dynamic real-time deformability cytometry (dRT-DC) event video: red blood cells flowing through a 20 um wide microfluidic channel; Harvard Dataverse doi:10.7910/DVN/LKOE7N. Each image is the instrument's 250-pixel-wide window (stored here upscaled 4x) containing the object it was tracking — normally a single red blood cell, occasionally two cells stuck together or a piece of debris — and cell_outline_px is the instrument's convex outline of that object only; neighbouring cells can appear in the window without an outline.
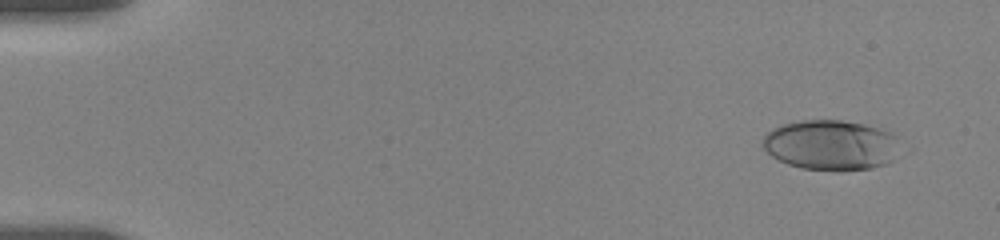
{"species": "human", "species_latin": "Homo sapiens", "temperature_condition": "room temperature", "stored_images_in_passage": 53, "camera_frame_rate_fps": 3000, "um_per_image_px": 0.085, "donor": {"sex": "female"}, "frame": {"image": 1, "passage_image": 1, "time_ms": 0.0, "image_size_px": [1000, 240], "cell_outline_px": [[896, 136], [892, 160], [888, 164], [872, 168], [800, 168], [788, 164], [772, 156], [760, 144], [764, 136], [772, 128], [780, 124], [804, 120], [840, 120], [864, 124], [888, 132]], "centroid_in_image_um": [70.53, 12.29], "position_along_channel_um": 14.5, "area_um2": 39.02}}
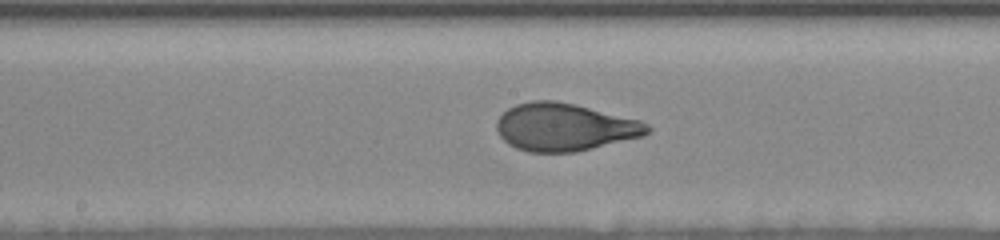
{"frame": {"image": 2, "passage_image": 27, "time_ms": 8.667, "image_size_px": [1000, 240], "cell_outline_px": [[652, 128], [644, 136], [576, 152], [528, 152], [516, 148], [508, 144], [500, 136], [496, 128], [496, 120], [508, 108], [516, 104], [532, 100], [556, 100], [576, 104], [640, 120], [648, 124]], "centroid_in_image_um": [47.98, 10.8], "position_along_channel_um": 200.2, "area_um2": 42.08}}
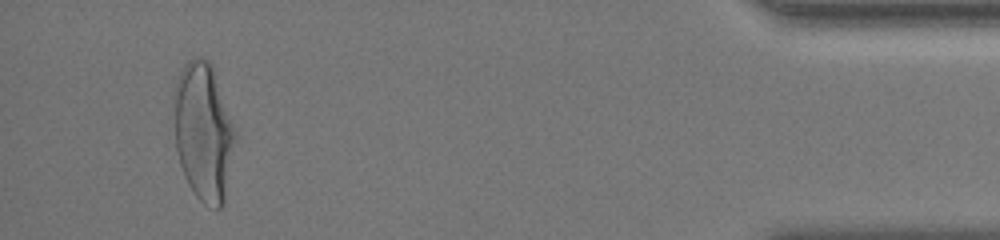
{"frame": {"image": 3, "passage_image": 50, "time_ms": 16.333, "image_size_px": [1000, 240], "cell_outline_px": [[236, 132], [224, 204], [220, 208], [208, 208], [196, 196], [188, 184], [184, 176], [180, 164], [176, 148], [172, 96], [176, 80], [184, 64], [192, 56], [196, 56], [208, 60], [212, 64], [236, 128]], "centroid_in_image_um": [17.28, 11.16], "position_along_channel_um": 417.9, "area_um2": 49.94}, "authors_computed_cell_mechanics": {"area_um2": 41.5582, "velocity_mm_per_s": 3.6369, "shape_relaxation_time_tau1_ms": 3.9238, "shape_relaxation_time_tau2_ms": null, "deformation_change_tau1": 0.206, "deformation_change_tau2": null}}